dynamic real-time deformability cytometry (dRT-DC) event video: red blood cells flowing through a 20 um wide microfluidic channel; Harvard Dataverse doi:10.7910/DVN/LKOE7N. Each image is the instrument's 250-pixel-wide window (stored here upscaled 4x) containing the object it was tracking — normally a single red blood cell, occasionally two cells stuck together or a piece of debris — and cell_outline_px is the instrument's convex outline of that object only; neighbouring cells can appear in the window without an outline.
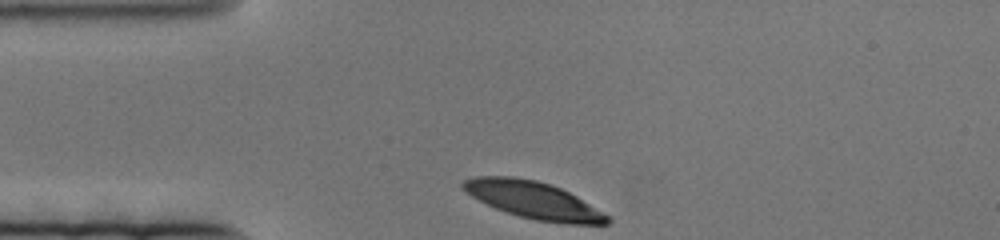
{"species": "human", "species_latin": "Homo sapiens", "temperature_condition": "cold", "stored_images_in_passage": 47, "camera_frame_rate_fps": 3000, "um_per_image_px": 0.085, "donor": {"sex": "female"}, "frame": {"image": 1, "passage_image": 1, "time_ms": 0.0, "image_size_px": [1000, 240], "cell_outline_px": [[612, 220], [608, 224], [568, 224], [536, 220], [520, 216], [496, 208], [472, 196], [460, 184], [464, 180], [476, 176], [512, 176], [536, 180], [560, 188], [576, 196], [612, 216]], "centroid_in_image_um": [45.42, 17.02], "position_along_channel_um": 39.6, "area_um2": 30.92}}
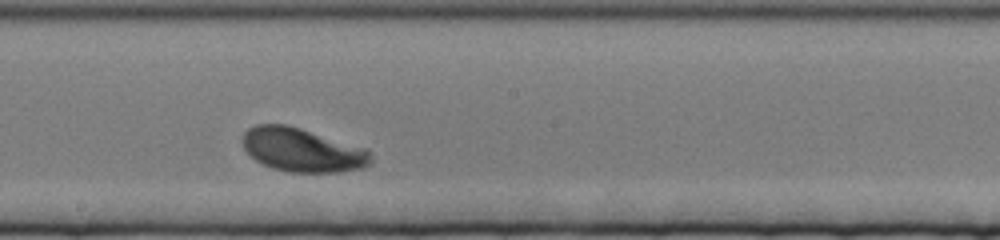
{"frame": {"image": 2, "passage_image": 27, "time_ms": 8.667, "image_size_px": [1000, 240], "cell_outline_px": [[372, 164], [364, 168], [340, 172], [288, 172], [272, 168], [256, 160], [244, 148], [240, 140], [244, 132], [248, 128], [256, 124], [288, 124], [364, 148], [368, 152], [372, 160]], "centroid_in_image_um": [25.67, 12.75], "position_along_channel_um": 222.5, "area_um2": 32.66}}
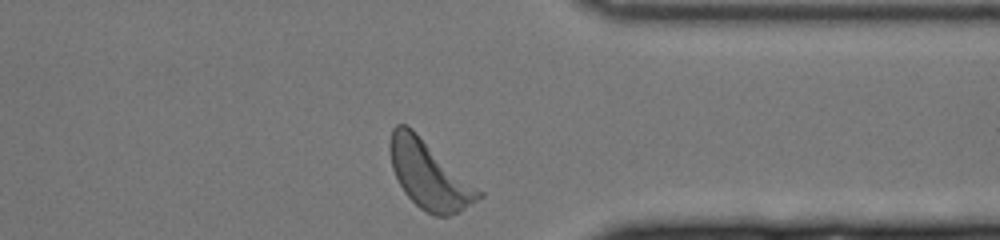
{"frame": {"image": 3, "passage_image": 47, "time_ms": 15.333, "image_size_px": [1000, 240], "cell_outline_px": [[484, 196], [472, 204], [448, 216], [436, 216], [420, 208], [404, 192], [392, 168], [388, 152], [388, 140], [392, 128], [396, 124], [408, 124], [484, 192]], "centroid_in_image_um": [36.46, 14.81], "position_along_channel_um": 374.9, "area_um2": 35.32}}